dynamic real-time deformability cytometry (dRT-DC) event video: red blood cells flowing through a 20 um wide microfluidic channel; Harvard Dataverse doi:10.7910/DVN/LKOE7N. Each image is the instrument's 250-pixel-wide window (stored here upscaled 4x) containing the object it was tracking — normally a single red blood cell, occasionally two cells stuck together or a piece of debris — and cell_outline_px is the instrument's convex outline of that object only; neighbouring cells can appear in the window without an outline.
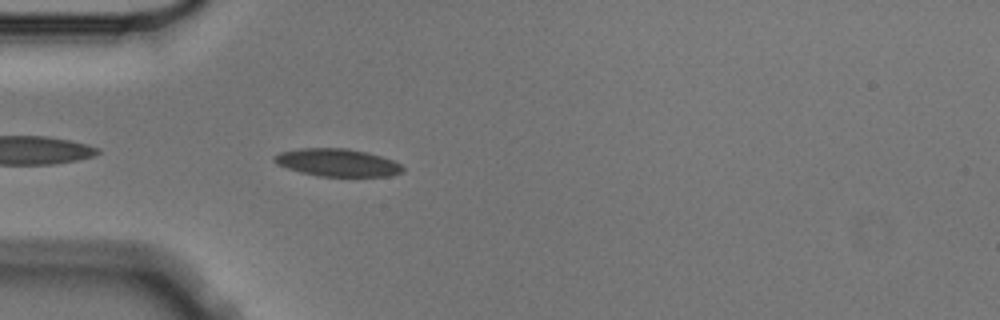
{"species": "Egyptian fruit bat (a non-hibernating species)", "species_latin": "Rousettus aegyptiacus", "temperature_condition": "cold", "stored_images_in_passage": 4, "camera_frame_rate_fps": 3000, "um_per_image_px": 0.085, "animal": {"sex": "male"}, "frame": {"image": 1, "passage_image": 4, "time_ms": 1.0, "image_size_px": [1000, 320], "cell_outline_px": [[404, 168], [400, 172], [392, 176], [320, 176], [300, 172], [276, 164], [272, 160], [272, 156], [280, 152], [300, 148], [348, 148], [368, 152], [392, 160], [400, 164]], "centroid_in_image_um": [28.64, 13.81], "position_along_channel_um": 56.4, "area_um2": 20.69}}